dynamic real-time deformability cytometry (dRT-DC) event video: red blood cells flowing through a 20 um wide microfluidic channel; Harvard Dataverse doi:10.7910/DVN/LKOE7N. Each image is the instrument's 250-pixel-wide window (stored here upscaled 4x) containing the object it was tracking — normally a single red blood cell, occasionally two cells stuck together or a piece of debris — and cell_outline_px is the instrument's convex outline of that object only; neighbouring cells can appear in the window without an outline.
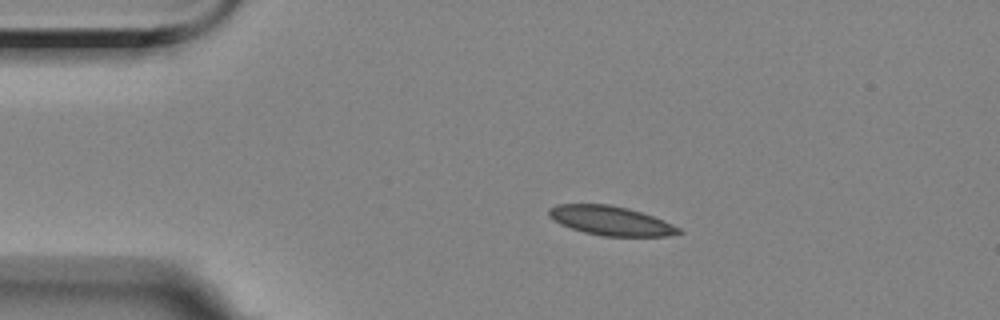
{"species": "Egyptian fruit bat (a non-hibernating species)", "species_latin": "Rousettus aegyptiacus", "temperature_condition": "room temperature", "stored_images_in_passage": 8, "camera_frame_rate_fps": 3000, "um_per_image_px": 0.085, "animal": {"sex": "female"}, "frame": {"image": 1, "passage_image": 1, "time_ms": 0.0, "image_size_px": [1000, 320], "cell_outline_px": [[684, 232], [668, 236], [604, 236], [584, 232], [560, 224], [552, 220], [548, 216], [548, 208], [556, 204], [608, 204], [628, 208], [652, 216], [672, 224], [680, 228]], "centroid_in_image_um": [51.88, 18.75], "position_along_channel_um": 33.1, "area_um2": 22.08}}
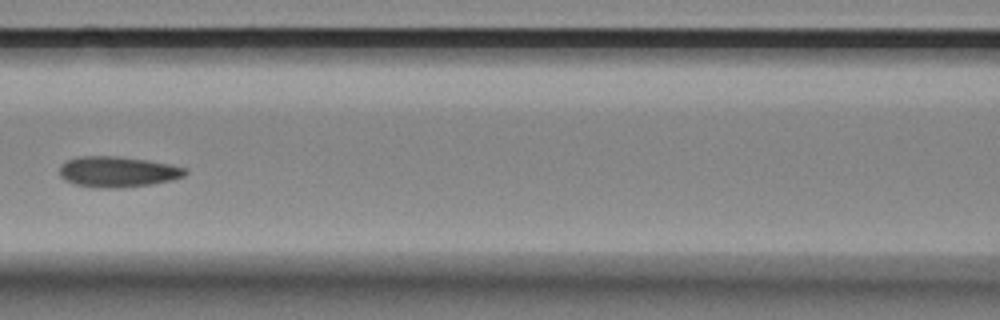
{"frame": {"image": 2, "passage_image": 5, "time_ms": 4.667, "image_size_px": [1000, 320], "cell_outline_px": [[188, 172], [184, 176], [172, 180], [152, 184], [124, 188], [100, 188], [76, 184], [64, 180], [60, 176], [60, 164], [76, 156], [116, 156], [148, 160], [188, 168]], "centroid_in_image_um": [10.01, 14.6], "position_along_channel_um": 156.6, "area_um2": 22.66}}
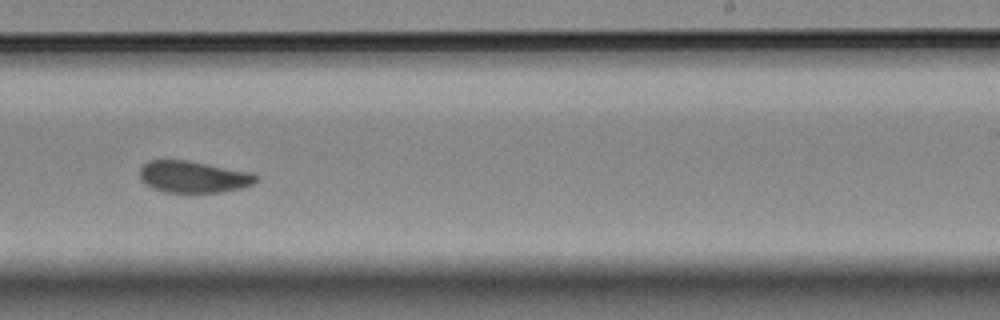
{"frame": {"image": 3, "passage_image": 8, "time_ms": 8.0, "image_size_px": [1000, 320], "cell_outline_px": [[260, 176], [252, 184], [240, 188], [220, 192], [164, 192], [152, 188], [140, 176], [140, 168], [148, 160], [188, 160], [252, 172]], "centroid_in_image_um": [16.46, 15.02], "position_along_channel_um": 272.5, "area_um2": 21.39}}